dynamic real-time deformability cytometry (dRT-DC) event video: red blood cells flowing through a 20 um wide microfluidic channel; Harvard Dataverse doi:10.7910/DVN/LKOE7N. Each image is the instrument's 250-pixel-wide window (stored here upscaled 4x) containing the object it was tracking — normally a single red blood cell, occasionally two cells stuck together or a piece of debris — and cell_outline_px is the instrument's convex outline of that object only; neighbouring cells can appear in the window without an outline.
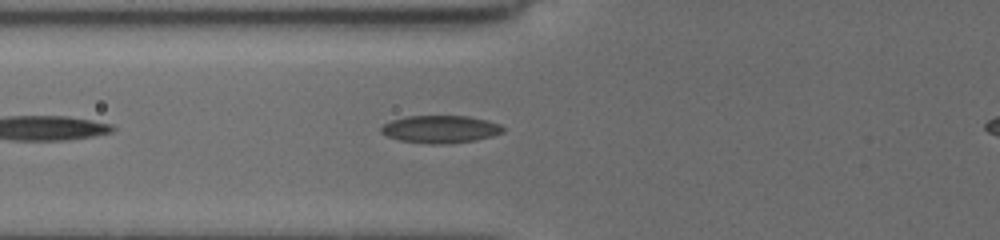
{"species": "common noctule bat (a hibernating species)", "species_latin": "Nyctalus noctula", "temperature_condition": "cold", "stored_images_in_passage": 36, "camera_frame_rate_fps": 3000, "um_per_image_px": 0.085, "animal": {"sex": "female", "body_mass_g": 19.5, "forearm_length_mm": 54.1}, "frame": {"image": 1, "passage_image": 5, "time_ms": 1.333, "image_size_px": [1000, 240], "cell_outline_px": [[504, 132], [492, 136], [476, 140], [448, 144], [428, 144], [400, 140], [388, 136], [380, 132], [380, 128], [384, 124], [392, 120], [408, 116], [468, 116], [500, 124], [504, 128]], "centroid_in_image_um": [37.44, 10.99], "position_along_channel_um": 88.4, "area_um2": 19.54}}
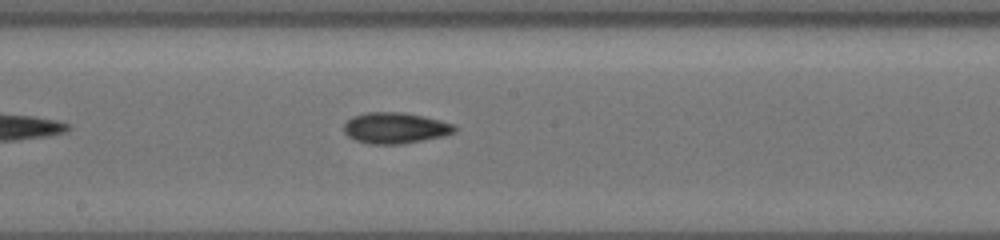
{"frame": {"image": 2, "passage_image": 15, "time_ms": 4.667, "image_size_px": [1000, 240], "cell_outline_px": [[456, 128], [452, 132], [444, 136], [400, 144], [368, 144], [356, 140], [348, 136], [344, 132], [344, 124], [352, 116], [364, 112], [404, 112], [424, 116], [452, 124]], "centroid_in_image_um": [33.54, 10.87], "position_along_channel_um": 214.7, "area_um2": 19.88}}
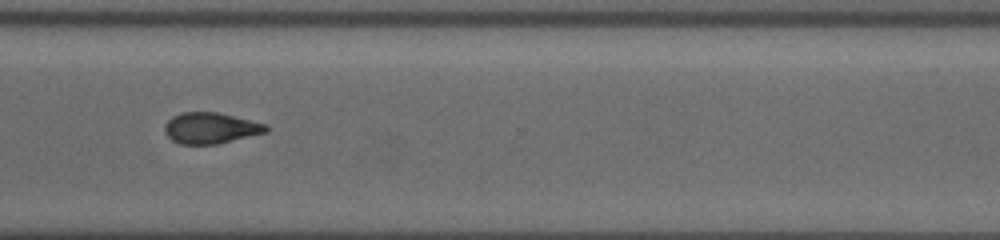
{"frame": {"image": 3, "passage_image": 26, "time_ms": 8.333, "image_size_px": [1000, 240], "cell_outline_px": [[268, 132], [216, 144], [180, 144], [172, 140], [168, 136], [164, 128], [164, 124], [172, 116], [180, 112], [216, 112], [268, 124]], "centroid_in_image_um": [17.9, 10.88], "position_along_channel_um": 352.7, "area_um2": 18.32}}